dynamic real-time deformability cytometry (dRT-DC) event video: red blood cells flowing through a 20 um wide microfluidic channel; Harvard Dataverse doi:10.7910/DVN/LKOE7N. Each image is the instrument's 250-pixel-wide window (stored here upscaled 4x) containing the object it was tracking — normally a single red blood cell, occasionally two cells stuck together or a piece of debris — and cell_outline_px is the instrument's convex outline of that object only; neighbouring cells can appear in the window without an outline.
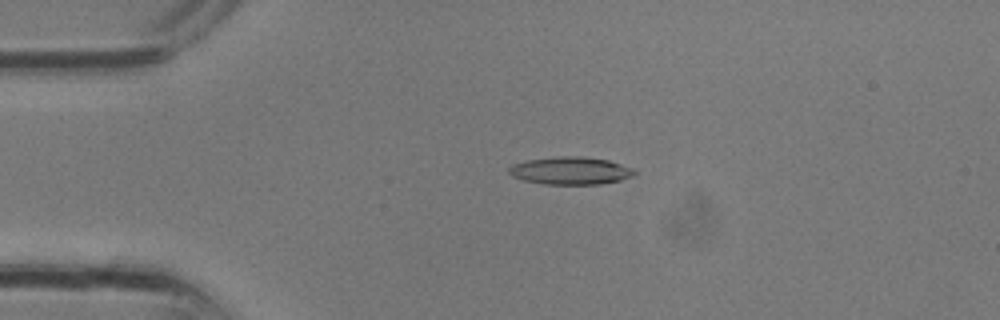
{"species": "common noctule bat (a hibernating species)", "species_latin": "Nyctalus noctula", "temperature_condition": "room temperature", "stored_images_in_passage": 17, "camera_frame_rate_fps": 3000, "um_per_image_px": 0.085, "animal": {"sex": "male", "body_mass_g": 13.3}, "frame": {"image": 1, "passage_image": 3, "time_ms": 0.667, "image_size_px": [1000, 320], "cell_outline_px": [[636, 172], [632, 176], [620, 180], [600, 184], [544, 184], [524, 180], [512, 176], [508, 172], [508, 168], [512, 164], [528, 160], [556, 156], [580, 156], [608, 160], [632, 168]], "centroid_in_image_um": [48.47, 14.5], "position_along_channel_um": 36.5, "area_um2": 20.11}}
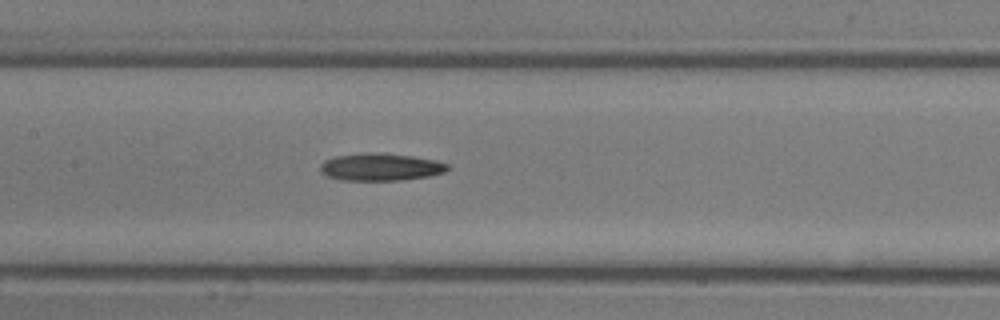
{"frame": {"image": 2, "passage_image": 11, "time_ms": 3.333, "image_size_px": [1000, 320], "cell_outline_px": [[452, 168], [444, 172], [428, 176], [400, 180], [340, 180], [328, 176], [320, 172], [320, 164], [324, 160], [336, 156], [364, 152], [372, 152], [412, 156], [436, 160], [448, 164]], "centroid_in_image_um": [32.34, 14.19], "position_along_channel_um": 175.1, "area_um2": 20.4}}
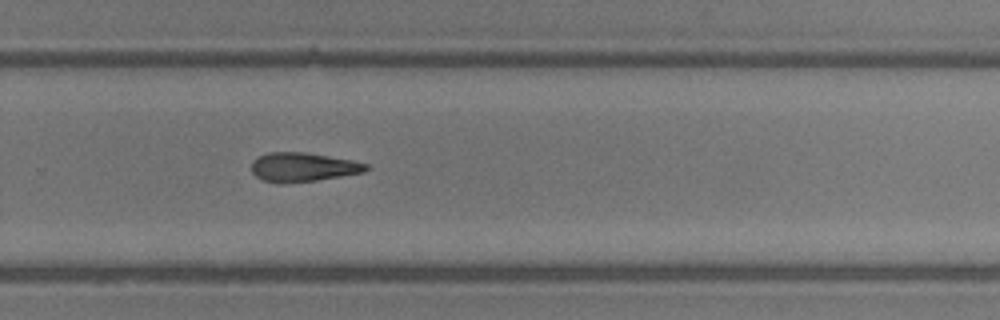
{"frame": {"image": 3, "passage_image": 17, "time_ms": 5.333, "image_size_px": [1000, 320], "cell_outline_px": [[368, 168], [364, 172], [316, 180], [284, 184], [276, 184], [260, 180], [252, 172], [252, 160], [268, 152], [304, 152], [352, 160], [368, 164]], "centroid_in_image_um": [25.7, 14.22], "position_along_channel_um": 304.1, "area_um2": 19.48}}